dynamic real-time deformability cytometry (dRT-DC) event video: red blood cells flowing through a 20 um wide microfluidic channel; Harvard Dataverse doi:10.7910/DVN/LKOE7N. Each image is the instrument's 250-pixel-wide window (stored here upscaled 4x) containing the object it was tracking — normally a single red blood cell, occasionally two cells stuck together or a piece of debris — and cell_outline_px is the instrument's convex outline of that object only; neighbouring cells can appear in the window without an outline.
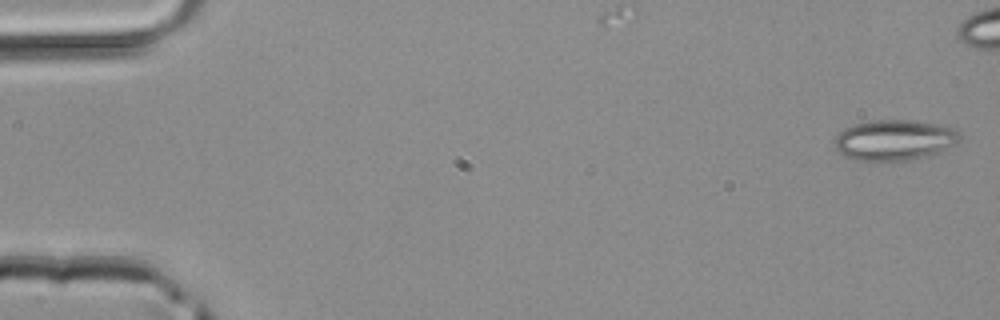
{"species": "common noctule bat (a hibernating species)", "species_latin": "Nyctalus noctula", "temperature_condition": "room temperature", "stored_images_in_passage": 39, "camera_frame_rate_fps": 3000, "um_per_image_px": 0.085, "animal": {"sex": "male", "body_mass_g": 20.4}, "frame": {"image": 1, "passage_image": 1, "time_ms": 0.0, "image_size_px": [1000, 320], "cell_outline_px": [[964, 136], [956, 144], [940, 152], [908, 160], [880, 164], [856, 160], [840, 152], [836, 148], [832, 140], [844, 128], [856, 124], [876, 120], [912, 120], [936, 124], [956, 128]], "centroid_in_image_um": [76.05, 11.93], "position_along_channel_um": 8.9, "area_um2": 30.29}}
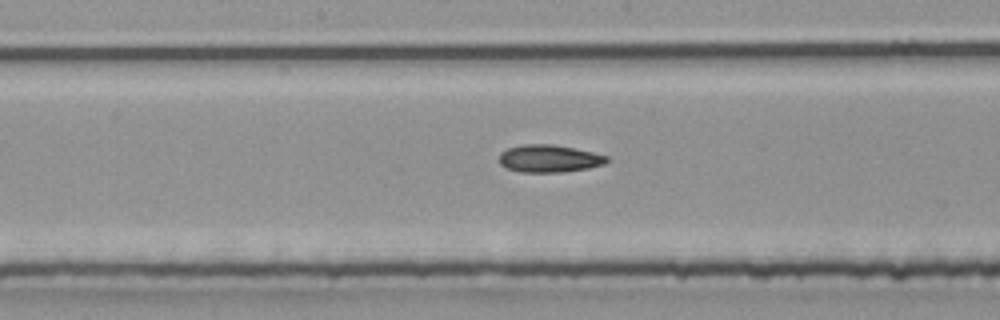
{"frame": {"image": 2, "passage_image": 23, "time_ms": 7.333, "image_size_px": [1000, 320], "cell_outline_px": [[612, 160], [604, 164], [588, 168], [564, 172], [520, 172], [508, 168], [500, 164], [500, 152], [508, 148], [524, 144], [552, 144], [592, 152], [608, 156]], "centroid_in_image_um": [46.7, 13.48], "position_along_channel_um": 201.5, "area_um2": 17.22}}
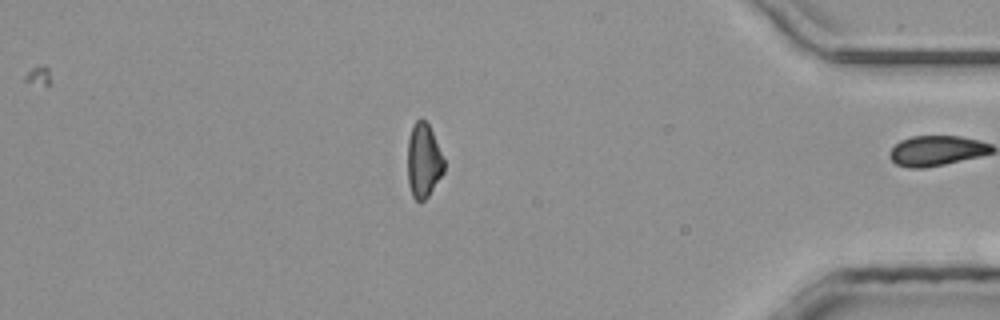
{"frame": {"image": 3, "passage_image": 38, "time_ms": 12.333, "image_size_px": [1000, 320], "cell_outline_px": [[444, 172], [428, 196], [420, 204], [412, 196], [408, 184], [408, 140], [412, 124], [420, 116], [428, 124], [432, 132], [444, 160]], "centroid_in_image_um": [35.98, 13.66], "position_along_channel_um": 399.2, "area_um2": 15.84}}